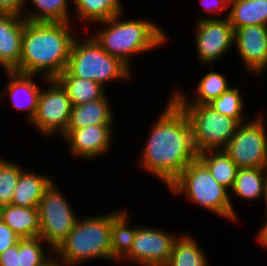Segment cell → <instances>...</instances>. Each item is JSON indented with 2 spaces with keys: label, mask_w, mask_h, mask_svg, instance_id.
<instances>
[{
  "label": "cell",
  "mask_w": 267,
  "mask_h": 266,
  "mask_svg": "<svg viewBox=\"0 0 267 266\" xmlns=\"http://www.w3.org/2000/svg\"><path fill=\"white\" fill-rule=\"evenodd\" d=\"M228 83V78L223 73L210 70L198 81V86L195 87L196 90L194 92L196 93L194 95L195 98L194 96L188 97L185 92L178 89H174L170 97L178 105H204L218 98L223 92H226L231 87Z\"/></svg>",
  "instance_id": "ac0fdd59"
},
{
  "label": "cell",
  "mask_w": 267,
  "mask_h": 266,
  "mask_svg": "<svg viewBox=\"0 0 267 266\" xmlns=\"http://www.w3.org/2000/svg\"><path fill=\"white\" fill-rule=\"evenodd\" d=\"M235 46L246 72L255 76L265 73L267 70L266 25H248L234 30Z\"/></svg>",
  "instance_id": "5bb4252c"
},
{
  "label": "cell",
  "mask_w": 267,
  "mask_h": 266,
  "mask_svg": "<svg viewBox=\"0 0 267 266\" xmlns=\"http://www.w3.org/2000/svg\"><path fill=\"white\" fill-rule=\"evenodd\" d=\"M7 84L0 91V100L10 97L12 108L27 112V122L30 124L35 116L38 98L42 87L37 85L35 78L39 75L21 74L16 71H5Z\"/></svg>",
  "instance_id": "9a60e30c"
},
{
  "label": "cell",
  "mask_w": 267,
  "mask_h": 266,
  "mask_svg": "<svg viewBox=\"0 0 267 266\" xmlns=\"http://www.w3.org/2000/svg\"><path fill=\"white\" fill-rule=\"evenodd\" d=\"M127 209H119L111 218V252L112 262H119L130 251L135 239L138 225L132 226ZM131 224V225H130Z\"/></svg>",
  "instance_id": "7402d4cb"
},
{
  "label": "cell",
  "mask_w": 267,
  "mask_h": 266,
  "mask_svg": "<svg viewBox=\"0 0 267 266\" xmlns=\"http://www.w3.org/2000/svg\"><path fill=\"white\" fill-rule=\"evenodd\" d=\"M122 14L96 23L103 26L91 34L105 52L119 58L129 68L133 56L163 47L169 37L161 26L149 19H122ZM157 47V48H156Z\"/></svg>",
  "instance_id": "3957f363"
},
{
  "label": "cell",
  "mask_w": 267,
  "mask_h": 266,
  "mask_svg": "<svg viewBox=\"0 0 267 266\" xmlns=\"http://www.w3.org/2000/svg\"><path fill=\"white\" fill-rule=\"evenodd\" d=\"M53 181L49 175L24 169L14 190L12 205L38 207L45 190Z\"/></svg>",
  "instance_id": "d6986e66"
},
{
  "label": "cell",
  "mask_w": 267,
  "mask_h": 266,
  "mask_svg": "<svg viewBox=\"0 0 267 266\" xmlns=\"http://www.w3.org/2000/svg\"><path fill=\"white\" fill-rule=\"evenodd\" d=\"M0 266H19V242L0 254Z\"/></svg>",
  "instance_id": "836d02e7"
},
{
  "label": "cell",
  "mask_w": 267,
  "mask_h": 266,
  "mask_svg": "<svg viewBox=\"0 0 267 266\" xmlns=\"http://www.w3.org/2000/svg\"><path fill=\"white\" fill-rule=\"evenodd\" d=\"M117 212L116 209L102 215L79 216L54 253L67 266L82 265L94 259L112 261L111 218Z\"/></svg>",
  "instance_id": "277c9868"
},
{
  "label": "cell",
  "mask_w": 267,
  "mask_h": 266,
  "mask_svg": "<svg viewBox=\"0 0 267 266\" xmlns=\"http://www.w3.org/2000/svg\"><path fill=\"white\" fill-rule=\"evenodd\" d=\"M260 113L239 124L223 149L239 168H267V125Z\"/></svg>",
  "instance_id": "30bf717a"
},
{
  "label": "cell",
  "mask_w": 267,
  "mask_h": 266,
  "mask_svg": "<svg viewBox=\"0 0 267 266\" xmlns=\"http://www.w3.org/2000/svg\"><path fill=\"white\" fill-rule=\"evenodd\" d=\"M0 219L21 239L40 237L38 207L4 206Z\"/></svg>",
  "instance_id": "ffe728a7"
},
{
  "label": "cell",
  "mask_w": 267,
  "mask_h": 266,
  "mask_svg": "<svg viewBox=\"0 0 267 266\" xmlns=\"http://www.w3.org/2000/svg\"><path fill=\"white\" fill-rule=\"evenodd\" d=\"M56 79L65 88L72 105H79L103 98L107 92L99 83L72 76L66 69Z\"/></svg>",
  "instance_id": "d4e9b609"
},
{
  "label": "cell",
  "mask_w": 267,
  "mask_h": 266,
  "mask_svg": "<svg viewBox=\"0 0 267 266\" xmlns=\"http://www.w3.org/2000/svg\"><path fill=\"white\" fill-rule=\"evenodd\" d=\"M23 170L18 163L0 156V208L12 204L13 193Z\"/></svg>",
  "instance_id": "4dcf8cb0"
},
{
  "label": "cell",
  "mask_w": 267,
  "mask_h": 266,
  "mask_svg": "<svg viewBox=\"0 0 267 266\" xmlns=\"http://www.w3.org/2000/svg\"><path fill=\"white\" fill-rule=\"evenodd\" d=\"M167 189L174 196L185 195L194 206H201V209L208 210L227 221H239L230 190L219 184L198 158L192 161Z\"/></svg>",
  "instance_id": "5b68a950"
},
{
  "label": "cell",
  "mask_w": 267,
  "mask_h": 266,
  "mask_svg": "<svg viewBox=\"0 0 267 266\" xmlns=\"http://www.w3.org/2000/svg\"><path fill=\"white\" fill-rule=\"evenodd\" d=\"M64 192L53 181L39 205L40 237L55 250L72 231L78 217Z\"/></svg>",
  "instance_id": "9c48e42d"
},
{
  "label": "cell",
  "mask_w": 267,
  "mask_h": 266,
  "mask_svg": "<svg viewBox=\"0 0 267 266\" xmlns=\"http://www.w3.org/2000/svg\"><path fill=\"white\" fill-rule=\"evenodd\" d=\"M42 81L43 85L48 86L41 89L37 110L30 126L37 129L43 137L56 134L60 137L68 128L73 105L65 88L56 78L41 76Z\"/></svg>",
  "instance_id": "ba28073f"
},
{
  "label": "cell",
  "mask_w": 267,
  "mask_h": 266,
  "mask_svg": "<svg viewBox=\"0 0 267 266\" xmlns=\"http://www.w3.org/2000/svg\"><path fill=\"white\" fill-rule=\"evenodd\" d=\"M177 238L164 229L139 225L130 251L121 260L135 266H165Z\"/></svg>",
  "instance_id": "8fae6325"
},
{
  "label": "cell",
  "mask_w": 267,
  "mask_h": 266,
  "mask_svg": "<svg viewBox=\"0 0 267 266\" xmlns=\"http://www.w3.org/2000/svg\"><path fill=\"white\" fill-rule=\"evenodd\" d=\"M186 113L192 141L197 154L207 150L224 149L234 136L239 123L204 105H179Z\"/></svg>",
  "instance_id": "52a82bcc"
},
{
  "label": "cell",
  "mask_w": 267,
  "mask_h": 266,
  "mask_svg": "<svg viewBox=\"0 0 267 266\" xmlns=\"http://www.w3.org/2000/svg\"><path fill=\"white\" fill-rule=\"evenodd\" d=\"M167 101L148 130L139 161L166 188L197 158L186 113L170 96Z\"/></svg>",
  "instance_id": "6da1fadb"
},
{
  "label": "cell",
  "mask_w": 267,
  "mask_h": 266,
  "mask_svg": "<svg viewBox=\"0 0 267 266\" xmlns=\"http://www.w3.org/2000/svg\"><path fill=\"white\" fill-rule=\"evenodd\" d=\"M266 190L267 168H239L230 197L235 195L248 201L264 199L265 202Z\"/></svg>",
  "instance_id": "44dd1931"
},
{
  "label": "cell",
  "mask_w": 267,
  "mask_h": 266,
  "mask_svg": "<svg viewBox=\"0 0 267 266\" xmlns=\"http://www.w3.org/2000/svg\"><path fill=\"white\" fill-rule=\"evenodd\" d=\"M40 266H67L55 253Z\"/></svg>",
  "instance_id": "8d00e7d4"
},
{
  "label": "cell",
  "mask_w": 267,
  "mask_h": 266,
  "mask_svg": "<svg viewBox=\"0 0 267 266\" xmlns=\"http://www.w3.org/2000/svg\"><path fill=\"white\" fill-rule=\"evenodd\" d=\"M44 245L47 243L41 237L20 239L19 266H40L49 259L54 254V250ZM46 247L49 249L45 250Z\"/></svg>",
  "instance_id": "f546056e"
},
{
  "label": "cell",
  "mask_w": 267,
  "mask_h": 266,
  "mask_svg": "<svg viewBox=\"0 0 267 266\" xmlns=\"http://www.w3.org/2000/svg\"><path fill=\"white\" fill-rule=\"evenodd\" d=\"M227 16L233 30L248 25L267 26V0H230Z\"/></svg>",
  "instance_id": "603a6c76"
},
{
  "label": "cell",
  "mask_w": 267,
  "mask_h": 266,
  "mask_svg": "<svg viewBox=\"0 0 267 266\" xmlns=\"http://www.w3.org/2000/svg\"><path fill=\"white\" fill-rule=\"evenodd\" d=\"M197 158L208 168L212 177L231 190L239 167L223 150H207L197 154Z\"/></svg>",
  "instance_id": "484cf974"
},
{
  "label": "cell",
  "mask_w": 267,
  "mask_h": 266,
  "mask_svg": "<svg viewBox=\"0 0 267 266\" xmlns=\"http://www.w3.org/2000/svg\"><path fill=\"white\" fill-rule=\"evenodd\" d=\"M265 207H266L265 209H266V211H267V190H266ZM265 214H267V212H266Z\"/></svg>",
  "instance_id": "74e56055"
},
{
  "label": "cell",
  "mask_w": 267,
  "mask_h": 266,
  "mask_svg": "<svg viewBox=\"0 0 267 266\" xmlns=\"http://www.w3.org/2000/svg\"><path fill=\"white\" fill-rule=\"evenodd\" d=\"M244 97L238 87H230L223 92L218 98L213 99L208 105L222 115L235 119L239 124L247 120L244 113Z\"/></svg>",
  "instance_id": "f1b7e54d"
},
{
  "label": "cell",
  "mask_w": 267,
  "mask_h": 266,
  "mask_svg": "<svg viewBox=\"0 0 267 266\" xmlns=\"http://www.w3.org/2000/svg\"><path fill=\"white\" fill-rule=\"evenodd\" d=\"M20 239L21 238L17 236L12 229L0 219V254H2L9 247L17 244Z\"/></svg>",
  "instance_id": "d6a6232c"
},
{
  "label": "cell",
  "mask_w": 267,
  "mask_h": 266,
  "mask_svg": "<svg viewBox=\"0 0 267 266\" xmlns=\"http://www.w3.org/2000/svg\"><path fill=\"white\" fill-rule=\"evenodd\" d=\"M182 235V236H181ZM207 254L192 235L179 234L165 266H209Z\"/></svg>",
  "instance_id": "4316f807"
},
{
  "label": "cell",
  "mask_w": 267,
  "mask_h": 266,
  "mask_svg": "<svg viewBox=\"0 0 267 266\" xmlns=\"http://www.w3.org/2000/svg\"><path fill=\"white\" fill-rule=\"evenodd\" d=\"M72 22H25L17 72L56 78L68 63L76 30ZM74 28V29H73Z\"/></svg>",
  "instance_id": "7a4b0ae2"
},
{
  "label": "cell",
  "mask_w": 267,
  "mask_h": 266,
  "mask_svg": "<svg viewBox=\"0 0 267 266\" xmlns=\"http://www.w3.org/2000/svg\"><path fill=\"white\" fill-rule=\"evenodd\" d=\"M229 1L230 0H200V5L206 12H209L210 15H200L199 18H197L196 21L202 20V19H219L221 18L222 12L225 13L229 11ZM219 16H214L216 14ZM213 15V16H212Z\"/></svg>",
  "instance_id": "1f68e13d"
},
{
  "label": "cell",
  "mask_w": 267,
  "mask_h": 266,
  "mask_svg": "<svg viewBox=\"0 0 267 266\" xmlns=\"http://www.w3.org/2000/svg\"><path fill=\"white\" fill-rule=\"evenodd\" d=\"M75 6V20L81 24H96L101 21L113 18L123 13V3L121 0H73ZM79 19V20H78Z\"/></svg>",
  "instance_id": "cb8c5ba5"
},
{
  "label": "cell",
  "mask_w": 267,
  "mask_h": 266,
  "mask_svg": "<svg viewBox=\"0 0 267 266\" xmlns=\"http://www.w3.org/2000/svg\"><path fill=\"white\" fill-rule=\"evenodd\" d=\"M86 37H76L72 44L66 67L72 76L95 81L104 88L108 82L130 80L132 68L105 52L90 33Z\"/></svg>",
  "instance_id": "8992f818"
},
{
  "label": "cell",
  "mask_w": 267,
  "mask_h": 266,
  "mask_svg": "<svg viewBox=\"0 0 267 266\" xmlns=\"http://www.w3.org/2000/svg\"><path fill=\"white\" fill-rule=\"evenodd\" d=\"M257 235V243L259 242V245L266 248L267 251V214H266V220L263 223L262 227L259 228Z\"/></svg>",
  "instance_id": "d590c367"
},
{
  "label": "cell",
  "mask_w": 267,
  "mask_h": 266,
  "mask_svg": "<svg viewBox=\"0 0 267 266\" xmlns=\"http://www.w3.org/2000/svg\"><path fill=\"white\" fill-rule=\"evenodd\" d=\"M25 22L23 15L0 13V66L3 72L19 70Z\"/></svg>",
  "instance_id": "2e32d148"
},
{
  "label": "cell",
  "mask_w": 267,
  "mask_h": 266,
  "mask_svg": "<svg viewBox=\"0 0 267 266\" xmlns=\"http://www.w3.org/2000/svg\"><path fill=\"white\" fill-rule=\"evenodd\" d=\"M114 125H92L81 129H67L61 136L75 158L97 160L111 150Z\"/></svg>",
  "instance_id": "4fadbf2b"
},
{
  "label": "cell",
  "mask_w": 267,
  "mask_h": 266,
  "mask_svg": "<svg viewBox=\"0 0 267 266\" xmlns=\"http://www.w3.org/2000/svg\"><path fill=\"white\" fill-rule=\"evenodd\" d=\"M194 34L197 60L202 66L212 67L234 46V30L228 16L197 21Z\"/></svg>",
  "instance_id": "7c38bea8"
},
{
  "label": "cell",
  "mask_w": 267,
  "mask_h": 266,
  "mask_svg": "<svg viewBox=\"0 0 267 266\" xmlns=\"http://www.w3.org/2000/svg\"><path fill=\"white\" fill-rule=\"evenodd\" d=\"M30 1L34 6L31 10L25 8L23 17L34 22H74L71 16L70 0H25V6ZM27 4V5H26ZM26 12V13H25ZM28 12V13H27Z\"/></svg>",
  "instance_id": "83f0119b"
},
{
  "label": "cell",
  "mask_w": 267,
  "mask_h": 266,
  "mask_svg": "<svg viewBox=\"0 0 267 266\" xmlns=\"http://www.w3.org/2000/svg\"><path fill=\"white\" fill-rule=\"evenodd\" d=\"M25 0H0V13L23 15Z\"/></svg>",
  "instance_id": "e575fe53"
},
{
  "label": "cell",
  "mask_w": 267,
  "mask_h": 266,
  "mask_svg": "<svg viewBox=\"0 0 267 266\" xmlns=\"http://www.w3.org/2000/svg\"><path fill=\"white\" fill-rule=\"evenodd\" d=\"M103 98L73 105L67 129H81L92 125H114L115 116L109 95Z\"/></svg>",
  "instance_id": "e0dca14e"
}]
</instances>
